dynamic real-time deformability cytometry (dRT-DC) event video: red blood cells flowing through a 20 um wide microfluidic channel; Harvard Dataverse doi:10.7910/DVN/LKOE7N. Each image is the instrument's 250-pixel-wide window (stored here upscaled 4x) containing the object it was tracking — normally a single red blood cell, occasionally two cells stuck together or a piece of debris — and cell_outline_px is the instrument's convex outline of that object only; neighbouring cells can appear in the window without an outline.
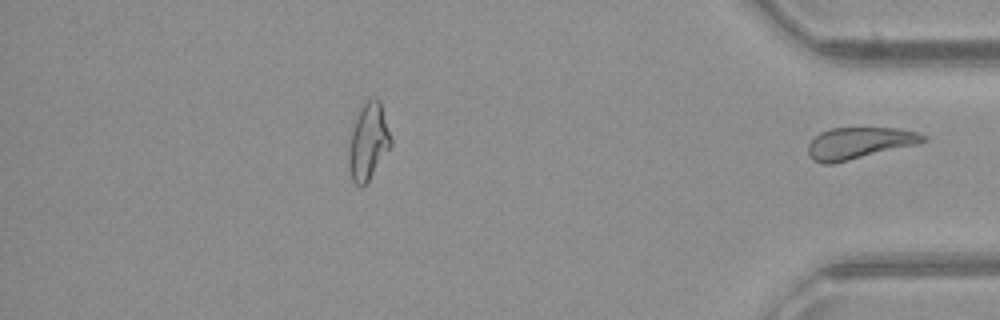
{"species": "common noctule bat (a hibernating species)", "species_latin": "Nyctalus noctula", "temperature_condition": "warm", "stored_images_in_passage": 45, "segment_of_instrument_passage": [2, 2], "camera_frame_rate_fps": 3000, "um_per_image_px": 0.085, "animal": {"sex": "female", "body_mass_g": 21.9}, "frame": {"image": 1, "passage_image": 45, "time_ms": 14.667, "image_size_px": [1000, 320], "cell_outline_px": [[928, 140], [916, 144], [832, 164], [820, 164], [812, 160], [808, 152], [808, 144], [820, 132], [832, 128], [900, 128], [916, 132], [928, 136]], "centroid_in_image_um": [73.02, 12.16], "position_along_channel_um": 362.2, "area_um2": 21.1}}